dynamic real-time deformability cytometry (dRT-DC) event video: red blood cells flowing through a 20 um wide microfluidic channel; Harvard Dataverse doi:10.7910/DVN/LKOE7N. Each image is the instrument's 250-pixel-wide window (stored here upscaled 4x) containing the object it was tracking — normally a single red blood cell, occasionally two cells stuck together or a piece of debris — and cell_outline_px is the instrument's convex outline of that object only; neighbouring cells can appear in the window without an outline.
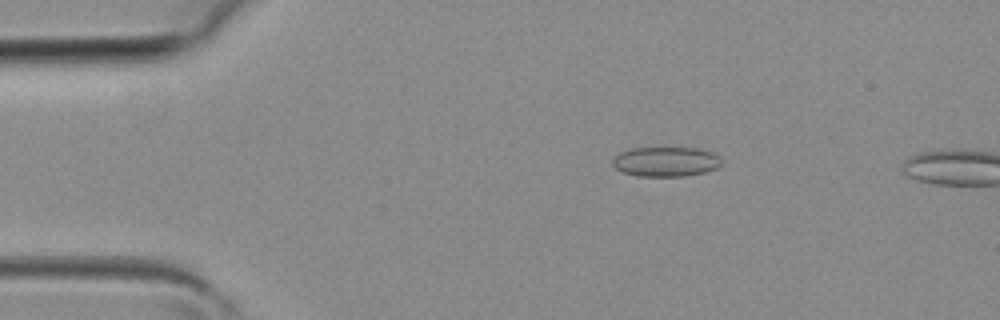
{"species": "common noctule bat (a hibernating species)", "species_latin": "Nyctalus noctula", "temperature_condition": "room temperature", "stored_images_in_passage": 3, "camera_frame_rate_fps": 3000, "um_per_image_px": 0.085, "animal": {"sex": "female", "body_mass_g": 19.3, "forearm_length_mm": 54.1}, "frame": {"image": 1, "passage_image": 2, "time_ms": 0.333, "image_size_px": [1000, 320], "cell_outline_px": [[720, 164], [716, 168], [704, 172], [684, 176], [636, 176], [624, 172], [616, 168], [612, 164], [612, 160], [620, 152], [632, 148], [700, 148], [712, 152], [720, 160]], "centroid_in_image_um": [56.57, 13.74], "position_along_channel_um": 28.4, "area_um2": 18.67}}